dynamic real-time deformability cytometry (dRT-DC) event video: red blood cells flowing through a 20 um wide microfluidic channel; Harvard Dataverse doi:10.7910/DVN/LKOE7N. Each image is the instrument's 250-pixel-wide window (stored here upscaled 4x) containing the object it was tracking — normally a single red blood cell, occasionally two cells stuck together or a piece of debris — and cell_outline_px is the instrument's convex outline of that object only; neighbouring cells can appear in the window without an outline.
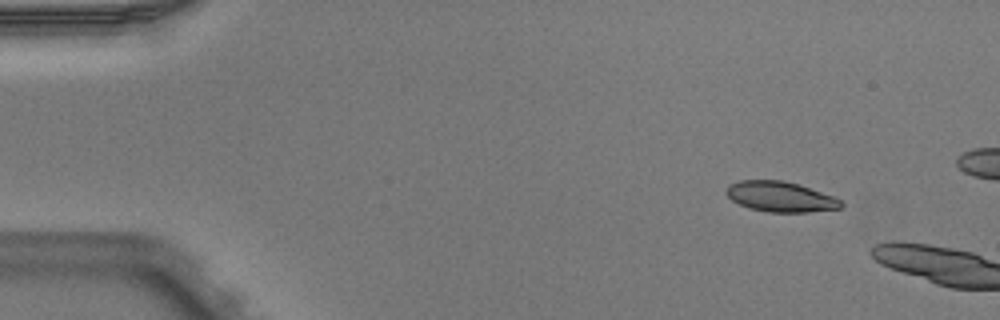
{"species": "Egyptian fruit bat (a non-hibernating species)", "species_latin": "Rousettus aegyptiacus", "temperature_condition": "warm", "stored_images_in_passage": 2, "camera_frame_rate_fps": 3000, "um_per_image_px": 0.085, "animal": {"sex": "male"}, "frame": {"image": 1, "passage_image": 1, "time_ms": 0.0, "image_size_px": [1000, 320], "cell_outline_px": [[844, 204], [840, 208], [808, 212], [768, 212], [752, 208], [740, 204], [732, 200], [724, 192], [728, 184], [740, 180], [784, 180], [800, 184], [832, 196], [840, 200]], "centroid_in_image_um": [66.32, 16.7], "position_along_channel_um": 18.7, "area_um2": 20.23}}